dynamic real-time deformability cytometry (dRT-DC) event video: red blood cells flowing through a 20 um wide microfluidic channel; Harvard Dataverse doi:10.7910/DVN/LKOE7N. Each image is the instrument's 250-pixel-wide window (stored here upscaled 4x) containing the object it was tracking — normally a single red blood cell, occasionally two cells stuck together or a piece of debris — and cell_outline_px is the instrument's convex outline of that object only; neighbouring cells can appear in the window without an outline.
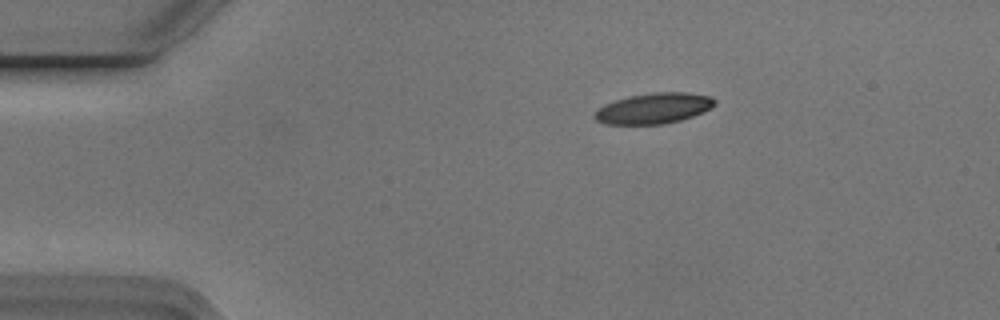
{"species": "Egyptian fruit bat (a non-hibernating species)", "species_latin": "Rousettus aegyptiacus", "temperature_condition": "cold", "stored_images_in_passage": 46, "camera_frame_rate_fps": 3000, "um_per_image_px": 0.085, "animal": {"sex": "male"}, "frame": {"image": 1, "passage_image": 1, "time_ms": 0.0, "image_size_px": [1000, 320], "cell_outline_px": [[716, 104], [704, 112], [680, 120], [664, 124], [608, 124], [596, 120], [592, 116], [604, 104], [628, 96], [656, 92], [688, 92], [712, 96], [716, 100]], "centroid_in_image_um": [55.61, 9.2], "position_along_channel_um": 29.4, "area_um2": 21.44}}
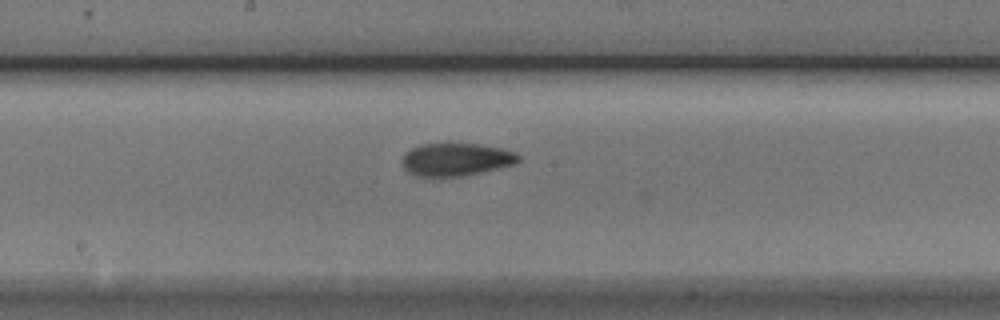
{"frame": {"image": 2, "passage_image": 20, "time_ms": 6.333, "image_size_px": [1000, 320], "cell_outline_px": [[520, 160], [516, 164], [460, 176], [420, 176], [408, 172], [404, 168], [404, 152], [420, 144], [448, 140], [480, 144], [500, 148], [516, 152], [520, 156]], "centroid_in_image_um": [38.77, 13.49], "position_along_channel_um": 209.4, "area_um2": 22.77}}
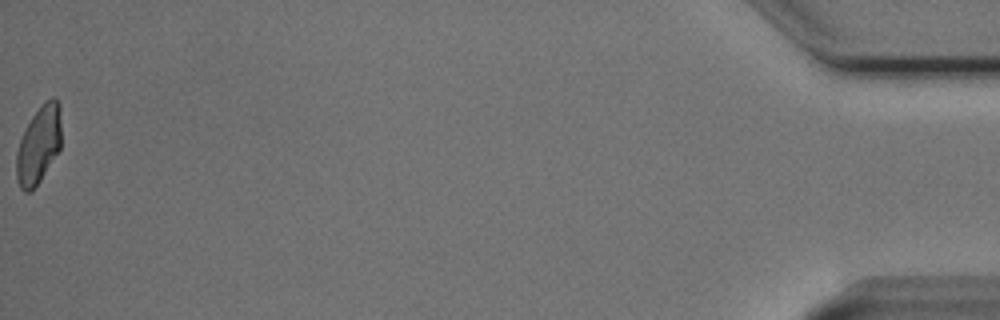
{"frame": {"image": 3, "passage_image": 46, "time_ms": 15.0, "image_size_px": [1000, 320], "cell_outline_px": [[60, 148], [40, 180], [32, 192], [24, 192], [20, 188], [16, 180], [16, 152], [20, 140], [32, 116], [44, 100], [52, 96], [56, 96], [60, 104]], "centroid_in_image_um": [3.28, 12.3], "position_along_channel_um": 431.9, "area_um2": 20.35}, "authors_computed_cell_mechanics": {"area_um2": 21.6172, "velocity_mm_per_s": 3.7486, "shape_relaxation_time_tau1_ms": 4.0112, "shape_relaxation_time_tau2_ms": 2.5568, "deformation_change_tau1": 0.141, "deformation_change_tau2": 0.0733}}